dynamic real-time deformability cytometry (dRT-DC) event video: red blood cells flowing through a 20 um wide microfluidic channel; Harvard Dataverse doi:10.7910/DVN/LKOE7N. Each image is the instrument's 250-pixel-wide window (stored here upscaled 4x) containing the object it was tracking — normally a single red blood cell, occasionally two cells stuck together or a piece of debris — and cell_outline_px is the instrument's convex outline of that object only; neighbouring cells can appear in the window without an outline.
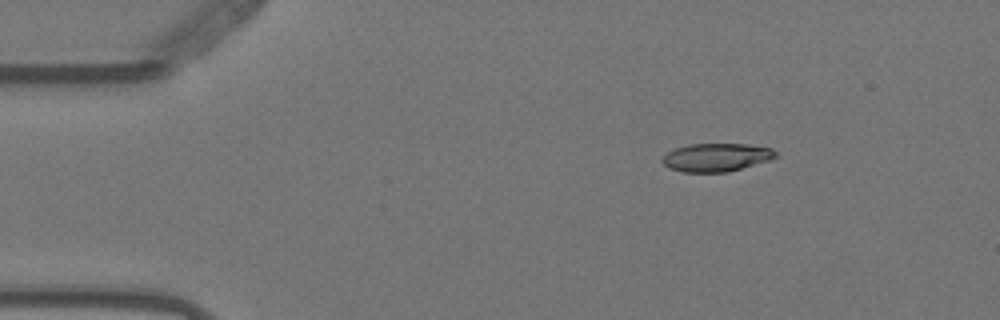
{"species": "Egyptian fruit bat (a non-hibernating species)", "species_latin": "Rousettus aegyptiacus", "temperature_condition": "warm", "stored_images_in_passage": 50, "camera_frame_rate_fps": 3000, "um_per_image_px": 0.085, "animal": {"sex": "female"}, "frame": {"image": 1, "passage_image": 1, "time_ms": 0.0, "image_size_px": [1000, 320], "cell_outline_px": [[780, 156], [768, 160], [728, 172], [684, 172], [668, 168], [660, 160], [668, 152], [676, 148], [688, 144], [748, 144], [772, 148]], "centroid_in_image_um": [60.89, 13.37], "position_along_channel_um": 24.1, "area_um2": 18.61}}
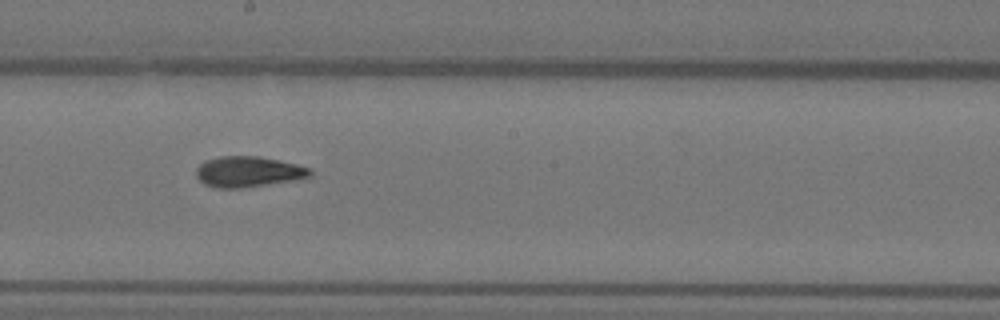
{"frame": {"image": 2, "passage_image": 24, "time_ms": 7.667, "image_size_px": [1000, 320], "cell_outline_px": [[312, 176], [296, 180], [240, 188], [216, 188], [204, 184], [196, 176], [196, 168], [200, 164], [208, 160], [220, 156], [256, 156], [280, 160], [312, 168]], "centroid_in_image_um": [21.13, 14.6], "position_along_channel_um": 227.1, "area_um2": 20.4}}
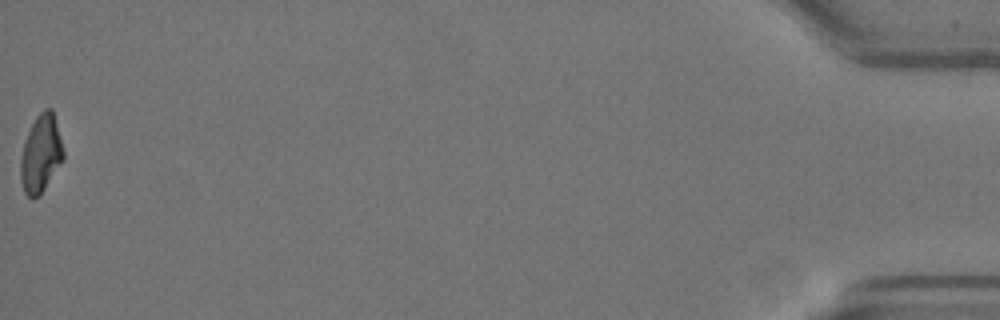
{"frame": {"image": 3, "passage_image": 50, "time_ms": 16.333, "image_size_px": [1000, 320], "cell_outline_px": [[64, 160], [40, 196], [32, 200], [24, 192], [20, 180], [20, 160], [24, 140], [36, 116], [44, 108], [52, 108], [64, 152]], "centroid_in_image_um": [3.46, 13.11], "position_along_channel_um": 431.7, "area_um2": 19.59}, "authors_computed_cell_mechanics": {"area_um2": 19.6809, "velocity_mm_per_s": 3.5282, "shape_relaxation_time_tau1_ms": 7.1857, "shape_relaxation_time_tau2_ms": 2.7281, "deformation_change_tau1": 0.2262, "deformation_change_tau2": 0.0975}}